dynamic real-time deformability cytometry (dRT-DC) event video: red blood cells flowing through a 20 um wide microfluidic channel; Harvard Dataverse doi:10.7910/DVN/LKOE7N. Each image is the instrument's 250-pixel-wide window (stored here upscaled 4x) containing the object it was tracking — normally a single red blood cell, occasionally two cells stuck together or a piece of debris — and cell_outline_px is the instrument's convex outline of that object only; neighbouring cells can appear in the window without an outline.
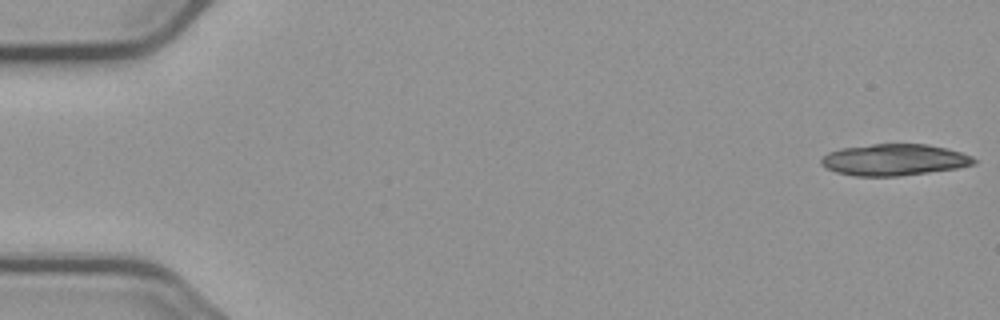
{"species": "common noctule bat (a hibernating species)", "species_latin": "Nyctalus noctula", "temperature_condition": "cold", "stored_images_in_passage": 9, "camera_frame_rate_fps": 3000, "um_per_image_px": 0.085, "animal": {"sex": "male", "body_mass_g": 23.1, "forearm_length_mm": 52.7}, "frame": {"image": 1, "passage_image": 1, "time_ms": 0.0, "image_size_px": [1000, 320], "cell_outline_px": [[976, 164], [956, 168], [896, 176], [856, 176], [836, 172], [820, 164], [820, 160], [828, 152], [840, 148], [872, 144], [928, 144], [948, 148], [972, 156], [976, 160]], "centroid_in_image_um": [76.0, 13.57], "position_along_channel_um": 9.0, "area_um2": 27.92}}
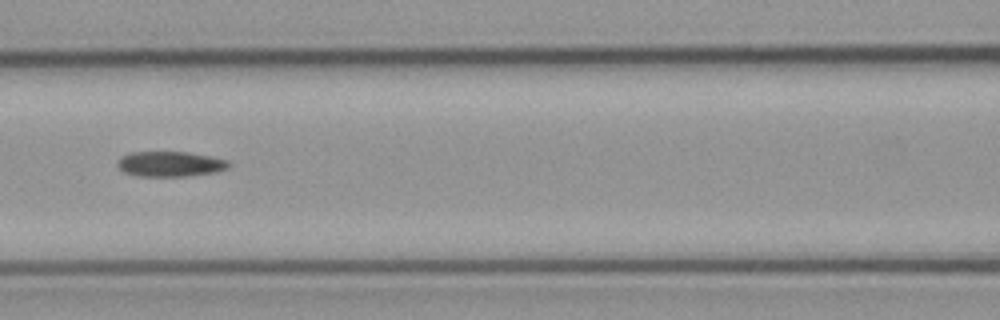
{"frame": {"image": 2, "passage_image": 7, "time_ms": 8.0, "image_size_px": [1000, 320], "cell_outline_px": [[232, 164], [228, 168], [216, 172], [184, 176], [136, 176], [124, 172], [116, 164], [116, 160], [120, 156], [132, 152], [188, 152], [228, 160]], "centroid_in_image_um": [14.44, 13.94], "position_along_channel_um": 152.2, "area_um2": 16.42}}
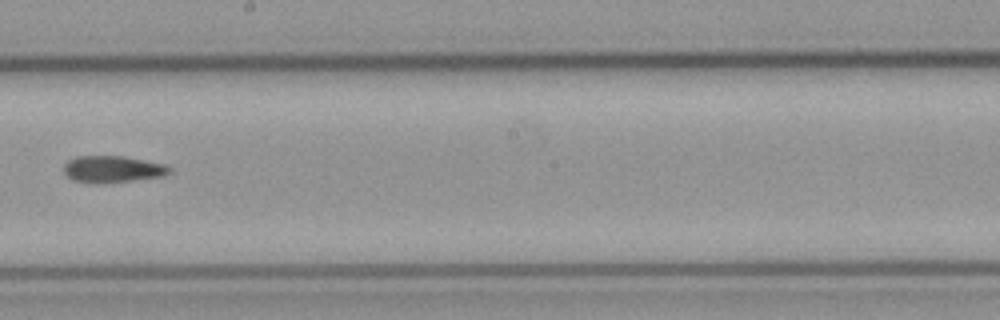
{"frame": {"image": 3, "passage_image": 9, "time_ms": 10.333, "image_size_px": [1000, 320], "cell_outline_px": [[172, 172], [164, 176], [128, 180], [88, 184], [72, 180], [64, 172], [64, 164], [68, 160], [76, 156], [124, 156], [168, 164], [172, 168]], "centroid_in_image_um": [9.59, 14.37], "position_along_channel_um": 238.6, "area_um2": 16.59}}